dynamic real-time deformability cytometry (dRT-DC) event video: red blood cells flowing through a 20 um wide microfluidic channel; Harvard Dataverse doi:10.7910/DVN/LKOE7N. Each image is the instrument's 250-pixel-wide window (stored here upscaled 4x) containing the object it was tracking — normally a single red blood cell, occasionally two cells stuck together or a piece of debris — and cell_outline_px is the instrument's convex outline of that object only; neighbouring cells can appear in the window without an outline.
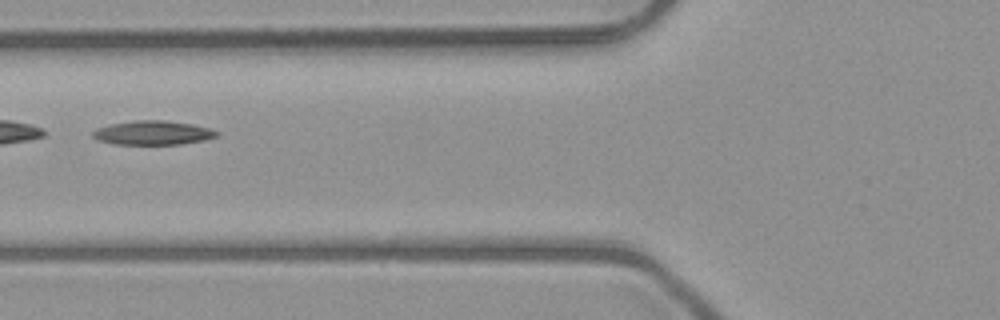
{"species": "common noctule bat (a hibernating species)", "species_latin": "Nyctalus noctula", "temperature_condition": "room temperature", "stored_images_in_passage": 30, "camera_frame_rate_fps": 3000, "um_per_image_px": 0.085, "animal": {"sex": "male", "body_mass_g": 23.1, "forearm_length_mm": 52.7}, "frame": {"image": 1, "passage_image": 5, "time_ms": 1.333, "image_size_px": [1000, 320], "cell_outline_px": [[220, 132], [216, 136], [204, 140], [180, 144], [112, 144], [100, 140], [92, 136], [92, 132], [96, 128], [108, 124], [136, 120], [164, 120], [192, 124], [208, 128]], "centroid_in_image_um": [12.96, 11.28], "position_along_channel_um": 112.8, "area_um2": 17.34}, "authors_computed_cell_mechanics": {"area_um2": 17.0221, "velocity_mm_per_s": 4.0147, "shape_relaxation_time_tau1_ms": null, "shape_relaxation_time_tau2_ms": 5.089, "deformation_change_tau1": null, "deformation_change_tau2": 0.1255}}